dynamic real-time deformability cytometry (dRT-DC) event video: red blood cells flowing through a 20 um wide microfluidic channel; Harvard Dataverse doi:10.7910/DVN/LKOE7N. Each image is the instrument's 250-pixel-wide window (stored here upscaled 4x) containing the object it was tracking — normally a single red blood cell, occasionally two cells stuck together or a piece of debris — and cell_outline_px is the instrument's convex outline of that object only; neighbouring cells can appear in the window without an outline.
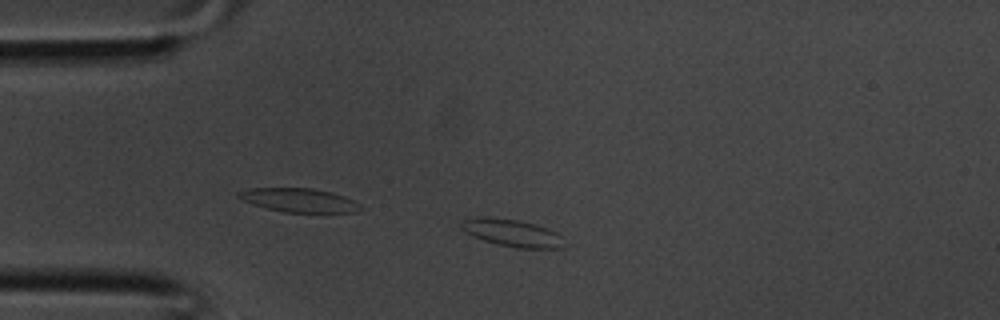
{"species": "common noctule bat (a hibernating species)", "species_latin": "Nyctalus noctula", "temperature_condition": "room temperature", "stored_images_in_passage": 24, "camera_frame_rate_fps": 3000, "um_per_image_px": 0.085, "animal": {"sex": "male", "body_mass_g": 20.1, "forearm_length_mm": 53.5}, "frame": {"image": 1, "passage_image": 2, "time_ms": 0.333, "image_size_px": [1000, 320], "cell_outline_px": [[560, 248], [516, 248], [496, 244], [484, 240], [460, 228], [460, 220], [480, 216], [484, 216], [516, 220], [536, 224], [548, 228], [556, 232], [560, 236]], "centroid_in_image_um": [43.47, 19.78], "position_along_channel_um": 41.5, "area_um2": 16.07}}
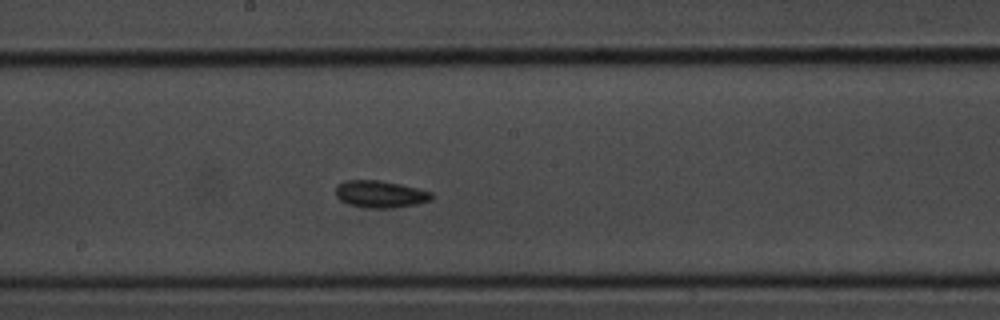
{"frame": {"image": 2, "passage_image": 13, "time_ms": 4.0, "image_size_px": [1000, 320], "cell_outline_px": [[432, 200], [416, 204], [392, 208], [368, 208], [348, 204], [340, 200], [336, 196], [336, 184], [344, 180], [376, 180], [400, 184], [432, 192]], "centroid_in_image_um": [32.29, 16.5], "position_along_channel_um": 215.9, "area_um2": 15.14}}
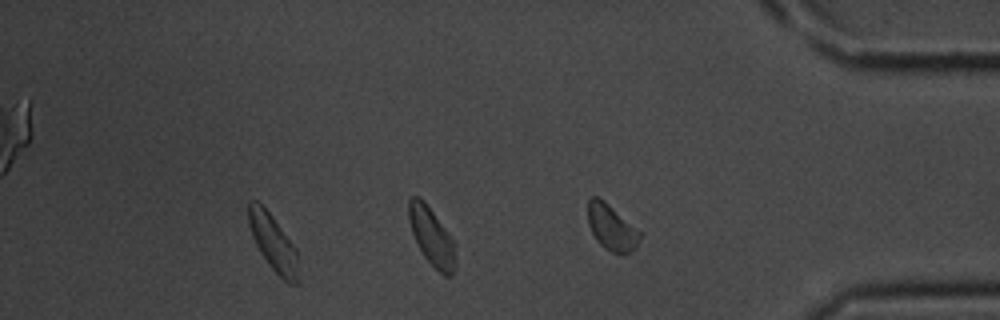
{"frame": {"image": 3, "passage_image": 23, "time_ms": 7.333, "image_size_px": [1000, 320], "cell_outline_px": [[300, 280], [296, 284], [288, 284], [268, 264], [260, 252], [252, 236], [248, 220], [248, 204], [252, 200], [256, 200], [272, 216], [296, 248]], "centroid_in_image_um": [23.24, 20.68], "position_along_channel_um": 412.0, "area_um2": 16.24}}